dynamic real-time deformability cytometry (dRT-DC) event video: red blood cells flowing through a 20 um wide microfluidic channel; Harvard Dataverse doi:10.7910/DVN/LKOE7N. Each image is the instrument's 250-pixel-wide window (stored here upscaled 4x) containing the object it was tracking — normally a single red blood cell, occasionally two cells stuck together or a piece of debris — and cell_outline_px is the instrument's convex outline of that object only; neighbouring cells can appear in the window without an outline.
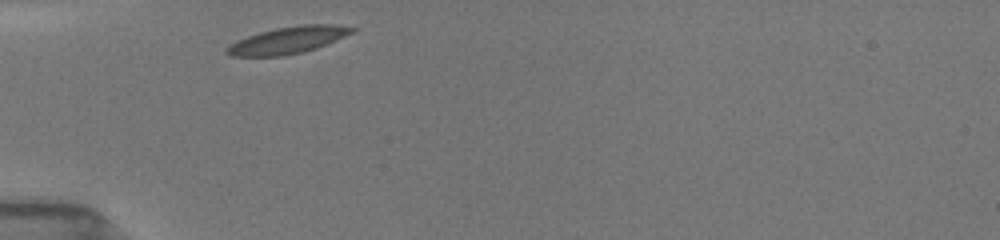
{"species": "common noctule bat (a hibernating species)", "species_latin": "Nyctalus noctula", "temperature_condition": "room temperature", "stored_images_in_passage": 27, "camera_frame_rate_fps": 3000, "um_per_image_px": 0.085, "animal": {"sex": "female", "body_mass_g": 19.5, "forearm_length_mm": 54.1}, "frame": {"image": 1, "passage_image": 1, "time_ms": 0.0, "image_size_px": [1000, 240], "cell_outline_px": [[356, 28], [352, 32], [344, 36], [316, 48], [304, 52], [284, 56], [232, 56], [224, 52], [224, 48], [228, 44], [248, 36], [260, 32], [276, 28], [300, 24], [332, 24]], "centroid_in_image_um": [24.41, 3.42], "position_along_channel_um": 60.6, "area_um2": 19.54}}
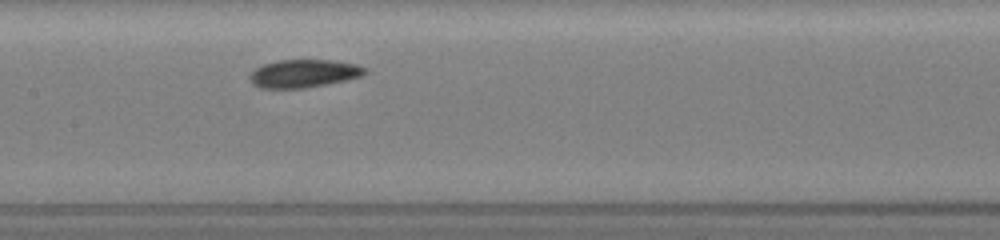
{"frame": {"image": 2, "passage_image": 10, "time_ms": 3.333, "image_size_px": [1000, 240], "cell_outline_px": [[368, 72], [360, 76], [344, 80], [304, 88], [260, 88], [252, 84], [248, 80], [248, 76], [256, 68], [264, 64], [280, 60], [336, 60], [356, 64], [368, 68]], "centroid_in_image_um": [25.81, 6.24], "position_along_channel_um": 181.6, "area_um2": 18.79}}
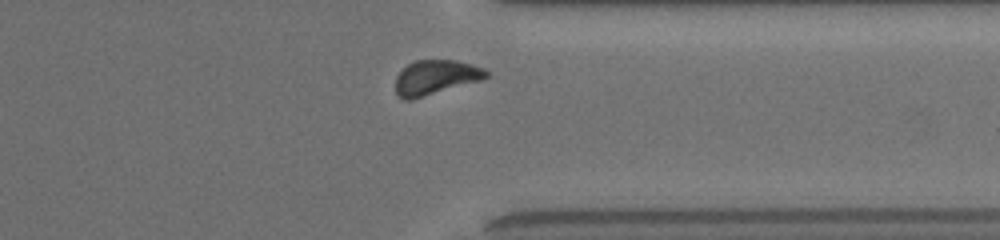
{"frame": {"image": 3, "passage_image": 24, "time_ms": 8.333, "image_size_px": [1000, 240], "cell_outline_px": [[488, 76], [484, 80], [412, 100], [404, 100], [396, 92], [396, 76], [408, 64], [416, 60], [456, 60], [472, 64], [484, 68], [488, 72]], "centroid_in_image_um": [37.07, 6.58], "position_along_channel_um": 374.3, "area_um2": 18.5}, "authors_computed_cell_mechanics": {"area_um2": 18.6694, "velocity_mm_per_s": 3.8629, "shape_relaxation_time_tau1_ms": 2.1419, "shape_relaxation_time_tau2_ms": null, "deformation_change_tau1": 0.0921, "deformation_change_tau2": null}}